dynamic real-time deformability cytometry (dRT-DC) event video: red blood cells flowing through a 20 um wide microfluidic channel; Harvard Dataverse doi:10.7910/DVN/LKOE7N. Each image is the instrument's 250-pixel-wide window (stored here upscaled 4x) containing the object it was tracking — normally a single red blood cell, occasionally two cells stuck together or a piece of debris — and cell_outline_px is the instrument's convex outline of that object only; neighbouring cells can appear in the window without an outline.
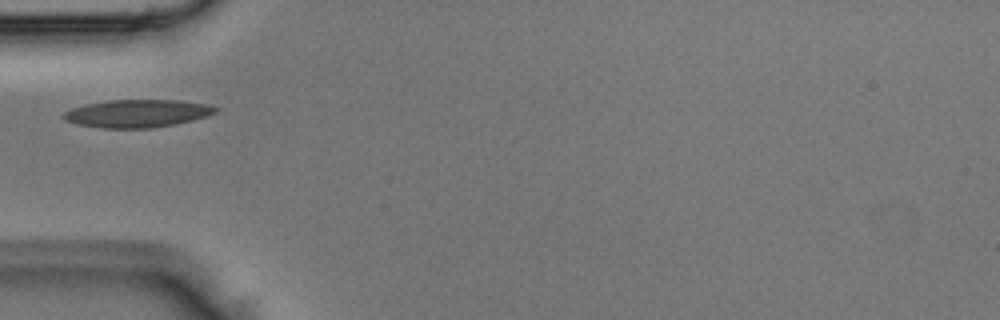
{"species": "Egyptian fruit bat (a non-hibernating species)", "species_latin": "Rousettus aegyptiacus", "temperature_condition": "room temperature", "stored_images_in_passage": 1, "camera_frame_rate_fps": 3000, "um_per_image_px": 0.085, "animal": {"sex": "male"}, "frame": {"image": 1, "passage_image": 1, "time_ms": 0.0, "image_size_px": [1000, 320], "cell_outline_px": [[220, 108], [216, 112], [192, 120], [176, 124], [152, 128], [100, 128], [80, 124], [64, 120], [64, 112], [72, 108], [84, 104], [108, 100], [180, 100], [208, 104]], "centroid_in_image_um": [11.68, 9.63], "position_along_channel_um": 73.3, "area_um2": 24.57}}